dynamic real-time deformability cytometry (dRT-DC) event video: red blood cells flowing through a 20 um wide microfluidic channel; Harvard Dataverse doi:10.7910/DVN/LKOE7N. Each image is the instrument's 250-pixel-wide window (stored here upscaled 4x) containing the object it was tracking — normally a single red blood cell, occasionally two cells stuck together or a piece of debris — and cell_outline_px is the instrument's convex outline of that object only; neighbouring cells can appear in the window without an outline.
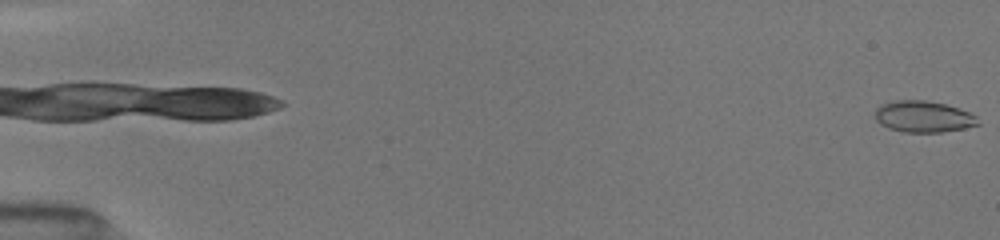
{"species": "common noctule bat (a hibernating species)", "species_latin": "Nyctalus noctula", "temperature_condition": "room temperature", "stored_images_in_passage": 10, "camera_frame_rate_fps": 3000, "um_per_image_px": 0.085, "animal": {"sex": "female", "body_mass_g": 19.5, "forearm_length_mm": 54.1}, "frame": {"image": 1, "passage_image": 1, "time_ms": 0.0, "image_size_px": [1000, 240], "cell_outline_px": [[980, 124], [964, 128], [940, 132], [904, 132], [888, 128], [880, 124], [876, 120], [872, 112], [880, 104], [896, 100], [924, 100], [944, 104], [960, 108], [976, 116]], "centroid_in_image_um": [78.43, 9.91], "position_along_channel_um": 6.6, "area_um2": 18.96}}
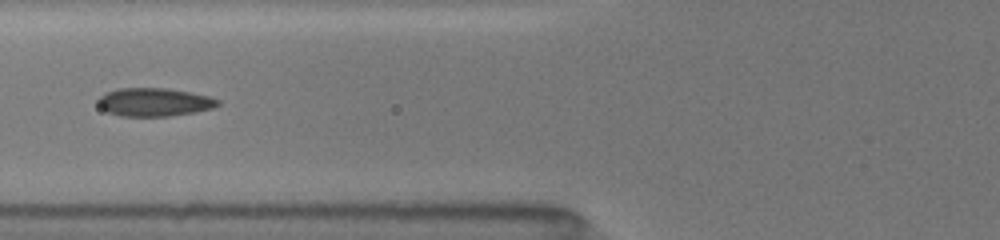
{"frame": {"image": 2, "passage_image": 9, "time_ms": 7.0, "image_size_px": [1000, 240], "cell_outline_px": [[220, 104], [212, 108], [196, 112], [168, 116], [120, 116], [108, 112], [100, 108], [96, 100], [104, 92], [116, 88], [168, 88], [212, 96], [220, 100]], "centroid_in_image_um": [13.1, 8.67], "position_along_channel_um": 112.7, "area_um2": 20.06}}
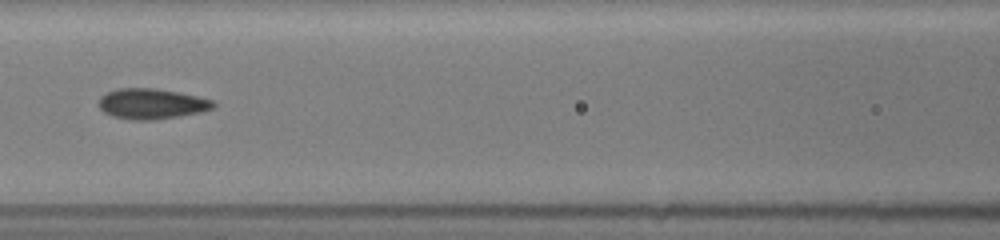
{"frame": {"image": 3, "passage_image": 10, "time_ms": 8.0, "image_size_px": [1000, 240], "cell_outline_px": [[216, 108], [200, 112], [156, 120], [132, 120], [112, 116], [104, 112], [96, 104], [100, 96], [108, 92], [120, 88], [156, 88], [196, 96], [212, 100], [216, 104]], "centroid_in_image_um": [12.86, 8.83], "position_along_channel_um": 153.7, "area_um2": 20.4}}